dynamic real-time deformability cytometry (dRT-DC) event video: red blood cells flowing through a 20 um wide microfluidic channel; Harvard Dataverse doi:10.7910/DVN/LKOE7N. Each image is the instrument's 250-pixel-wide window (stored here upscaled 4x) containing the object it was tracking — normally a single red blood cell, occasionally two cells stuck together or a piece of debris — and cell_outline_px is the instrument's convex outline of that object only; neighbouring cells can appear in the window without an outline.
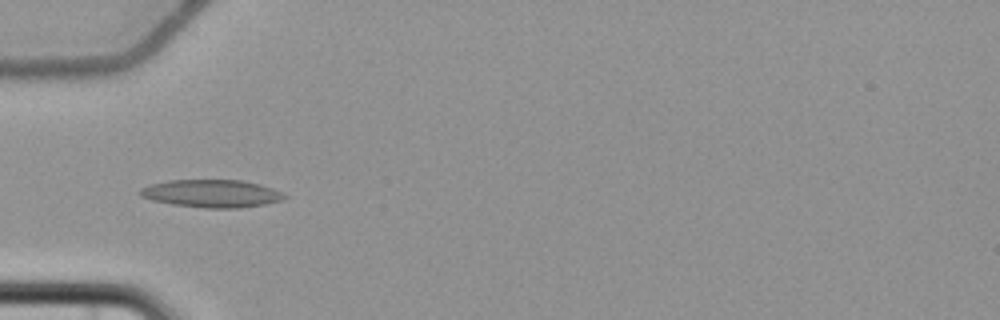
{"species": "common noctule bat (a hibernating species)", "species_latin": "Nyctalus noctula", "temperature_condition": "cold", "stored_images_in_passage": 8, "camera_frame_rate_fps": 3000, "um_per_image_px": 0.085, "animal": {"sex": "female", "body_mass_g": 22.7, "forearm_length_mm": 54.2}, "frame": {"image": 1, "passage_image": 5, "time_ms": 4.667, "image_size_px": [1000, 320], "cell_outline_px": [[288, 196], [284, 200], [264, 204], [240, 208], [204, 208], [172, 204], [152, 200], [140, 196], [136, 192], [140, 188], [148, 184], [168, 180], [240, 180], [260, 184], [272, 188]], "centroid_in_image_um": [17.95, 16.45], "position_along_channel_um": 67.1, "area_um2": 23.52}}
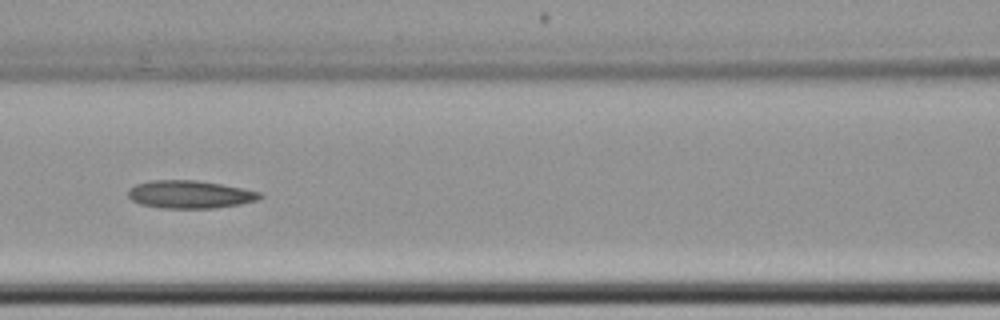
{"frame": {"image": 2, "passage_image": 7, "time_ms": 7.0, "image_size_px": [1000, 320], "cell_outline_px": [[264, 196], [256, 200], [240, 204], [212, 208], [160, 208], [140, 204], [132, 200], [128, 196], [128, 188], [136, 184], [152, 180], [196, 180], [244, 188], [264, 192]], "centroid_in_image_um": [16.16, 16.52], "position_along_channel_um": 150.4, "area_um2": 21.5}}
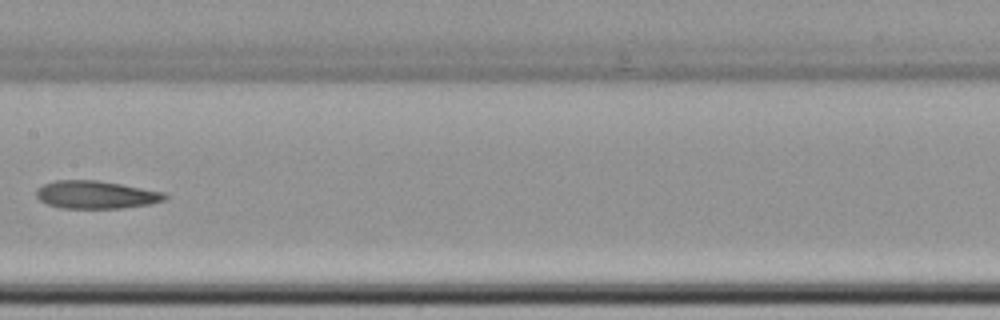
{"frame": {"image": 3, "passage_image": 8, "time_ms": 8.333, "image_size_px": [1000, 320], "cell_outline_px": [[168, 196], [164, 200], [152, 204], [124, 208], [60, 208], [48, 204], [40, 200], [36, 196], [36, 188], [44, 184], [56, 180], [96, 180], [120, 184], [164, 192]], "centroid_in_image_um": [8.15, 16.55], "position_along_channel_um": 199.2, "area_um2": 20.87}}